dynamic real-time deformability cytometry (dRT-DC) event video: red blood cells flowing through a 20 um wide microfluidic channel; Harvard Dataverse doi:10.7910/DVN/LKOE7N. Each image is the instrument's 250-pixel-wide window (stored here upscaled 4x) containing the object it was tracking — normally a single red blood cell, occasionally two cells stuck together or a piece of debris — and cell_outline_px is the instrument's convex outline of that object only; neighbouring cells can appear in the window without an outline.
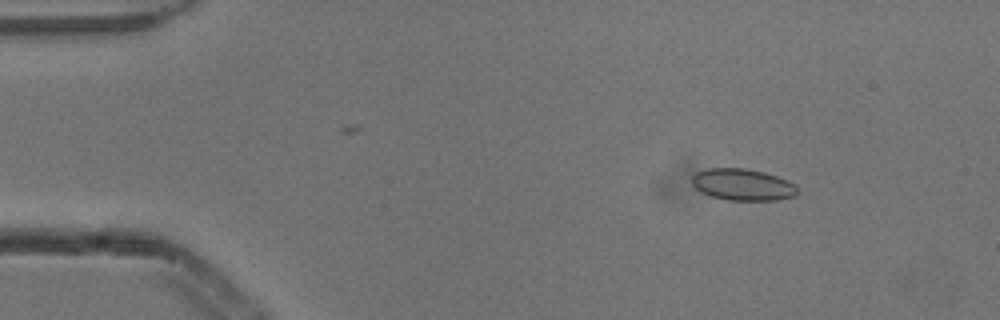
{"species": "common noctule bat (a hibernating species)", "species_latin": "Nyctalus noctula", "temperature_condition": "cold", "stored_images_in_passage": 4, "camera_frame_rate_fps": 3000, "um_per_image_px": 0.085, "animal": {"sex": "male", "body_mass_g": 13.3}, "frame": {"image": 1, "passage_image": 1, "time_ms": 0.0, "image_size_px": [1000, 320], "cell_outline_px": [[796, 196], [776, 200], [728, 200], [712, 196], [696, 188], [692, 184], [692, 176], [696, 172], [708, 168], [744, 168], [764, 172], [788, 180], [796, 184]], "centroid_in_image_um": [63.14, 15.69], "position_along_channel_um": 21.9, "area_um2": 19.36}}
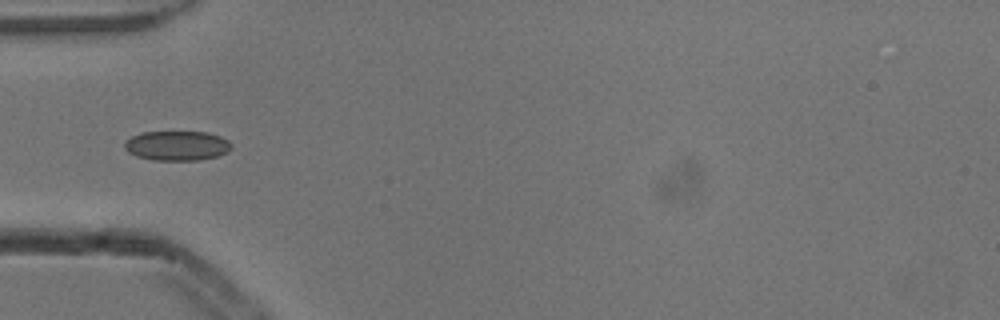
{"frame": {"image": 2, "passage_image": 4, "time_ms": 1.0, "image_size_px": [1000, 320], "cell_outline_px": [[232, 148], [228, 152], [216, 156], [196, 160], [152, 160], [136, 156], [128, 152], [124, 148], [124, 144], [132, 136], [144, 132], [208, 132], [220, 136], [228, 140], [232, 144]], "centroid_in_image_um": [15.06, 12.38], "position_along_channel_um": 69.9, "area_um2": 18.44}}